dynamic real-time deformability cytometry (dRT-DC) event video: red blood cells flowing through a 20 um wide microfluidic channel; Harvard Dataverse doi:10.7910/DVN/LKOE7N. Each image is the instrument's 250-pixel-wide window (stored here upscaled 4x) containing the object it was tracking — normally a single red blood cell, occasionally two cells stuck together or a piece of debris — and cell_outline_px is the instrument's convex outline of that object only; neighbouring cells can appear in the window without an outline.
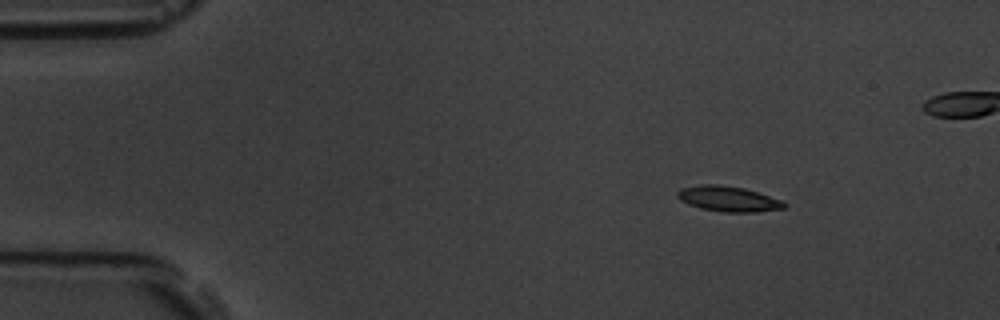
{"species": "common noctule bat (a hibernating species)", "species_latin": "Nyctalus noctula", "temperature_condition": "room temperature", "stored_images_in_passage": 5, "camera_frame_rate_fps": 3000, "um_per_image_px": 0.085, "animal": {"sex": "male", "body_mass_g": 19.5, "forearm_length_mm": 54.6}, "frame": {"image": 1, "passage_image": 2, "time_ms": 1.0, "image_size_px": [1000, 320], "cell_outline_px": [[788, 204], [784, 208], [756, 212], [724, 212], [700, 208], [688, 204], [680, 200], [676, 196], [676, 192], [680, 188], [700, 184], [720, 184], [744, 188], [780, 200]], "centroid_in_image_um": [61.85, 16.89], "position_along_channel_um": 23.2, "area_um2": 15.78}}